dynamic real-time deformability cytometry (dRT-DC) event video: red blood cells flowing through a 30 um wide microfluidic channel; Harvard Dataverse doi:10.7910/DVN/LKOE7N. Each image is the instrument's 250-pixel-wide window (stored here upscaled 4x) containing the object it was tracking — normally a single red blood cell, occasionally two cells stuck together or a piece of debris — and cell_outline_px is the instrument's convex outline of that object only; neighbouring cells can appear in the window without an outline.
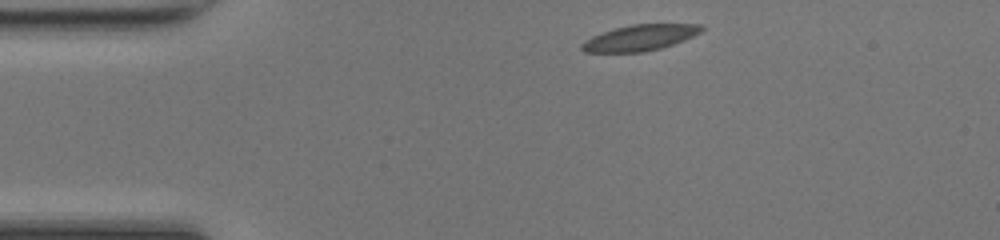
{"species": "common noctule bat (a hibernating species)", "species_latin": "Nyctalus noctula", "temperature_condition": "room temperature", "stored_images_in_passage": 41, "camera_frame_rate_fps": 3000, "um_per_image_px": 0.085, "animal": {"sex": "female", "body_mass_g": 17.0, "forearm_length_mm": 48.0}, "frame": {"image": 1, "passage_image": 1, "time_ms": 0.0, "image_size_px": [1000, 240], "cell_outline_px": [[704, 28], [700, 32], [684, 40], [660, 48], [644, 52], [584, 52], [580, 48], [580, 44], [584, 40], [592, 36], [616, 28], [632, 24], [704, 24]], "centroid_in_image_um": [54.38, 3.21], "position_along_channel_um": 30.6, "area_um2": 17.98}}
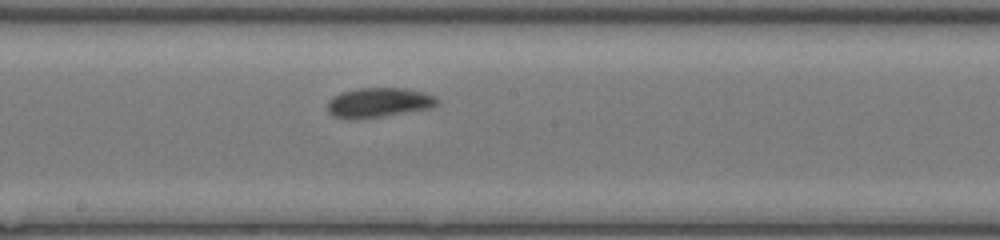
{"frame": {"image": 2, "passage_image": 18, "time_ms": 5.667, "image_size_px": [1000, 240], "cell_outline_px": [[440, 104], [432, 108], [384, 116], [356, 120], [332, 116], [328, 112], [328, 100], [332, 96], [340, 92], [360, 88], [404, 88], [424, 92], [436, 96], [440, 100]], "centroid_in_image_um": [32.21, 8.72], "position_along_channel_um": 216.0, "area_um2": 19.36}}
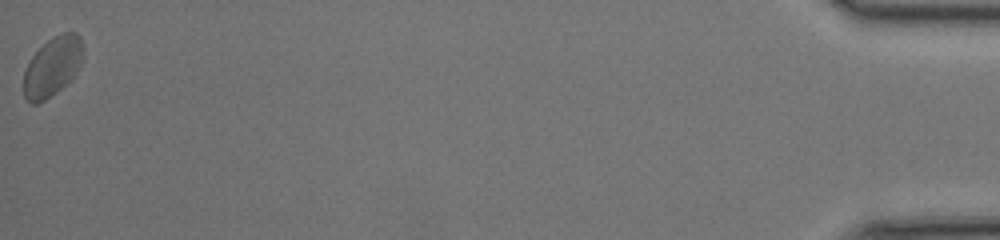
{"frame": {"image": 3, "passage_image": 41, "time_ms": 13.333, "image_size_px": [1000, 240], "cell_outline_px": [[84, 56], [72, 80], [56, 92], [44, 100], [36, 104], [32, 104], [24, 100], [24, 72], [32, 56], [48, 40], [64, 32], [76, 32], [80, 36], [84, 48]], "centroid_in_image_um": [4.49, 5.67], "position_along_channel_um": 430.7, "area_um2": 20.58}, "authors_computed_cell_mechanics": {"area_um2": 18.7272, "velocity_mm_per_s": 4.2019, "shape_relaxation_time_tau1_ms": 3.1403, "shape_relaxation_time_tau2_ms": 2.5885, "deformation_change_tau1": 0.0924, "deformation_change_tau2": 0.0704}}